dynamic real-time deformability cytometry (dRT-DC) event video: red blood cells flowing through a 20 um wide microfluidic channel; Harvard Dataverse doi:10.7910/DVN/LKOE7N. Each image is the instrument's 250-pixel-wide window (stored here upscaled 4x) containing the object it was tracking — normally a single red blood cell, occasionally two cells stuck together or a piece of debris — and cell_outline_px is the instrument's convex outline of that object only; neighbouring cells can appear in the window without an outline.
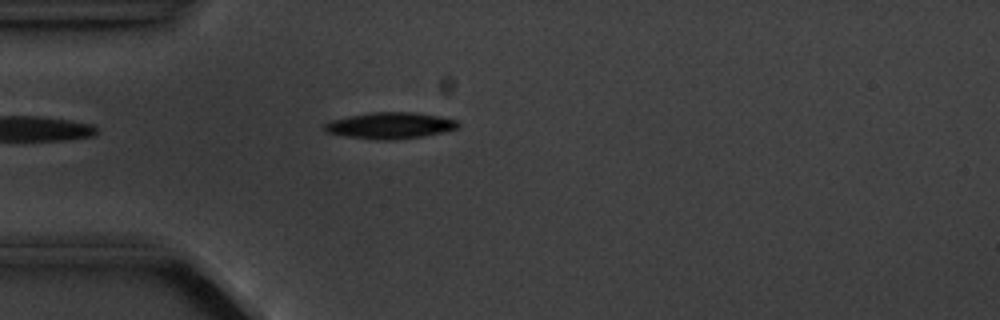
{"species": "common noctule bat (a hibernating species)", "species_latin": "Nyctalus noctula", "temperature_condition": "cold", "stored_images_in_passage": 5, "camera_frame_rate_fps": 3000, "um_per_image_px": 0.085, "animal": {"sex": "male", "body_mass_g": 20.1, "forearm_length_mm": 53.5}, "frame": {"image": 1, "passage_image": 5, "time_ms": 4.667, "image_size_px": [1000, 320], "cell_outline_px": [[460, 124], [456, 128], [444, 132], [424, 136], [396, 140], [376, 140], [344, 136], [324, 132], [324, 124], [332, 120], [348, 116], [372, 112], [412, 112], [436, 116], [456, 120]], "centroid_in_image_um": [33.12, 10.68], "position_along_channel_um": 51.9, "area_um2": 20.52}}